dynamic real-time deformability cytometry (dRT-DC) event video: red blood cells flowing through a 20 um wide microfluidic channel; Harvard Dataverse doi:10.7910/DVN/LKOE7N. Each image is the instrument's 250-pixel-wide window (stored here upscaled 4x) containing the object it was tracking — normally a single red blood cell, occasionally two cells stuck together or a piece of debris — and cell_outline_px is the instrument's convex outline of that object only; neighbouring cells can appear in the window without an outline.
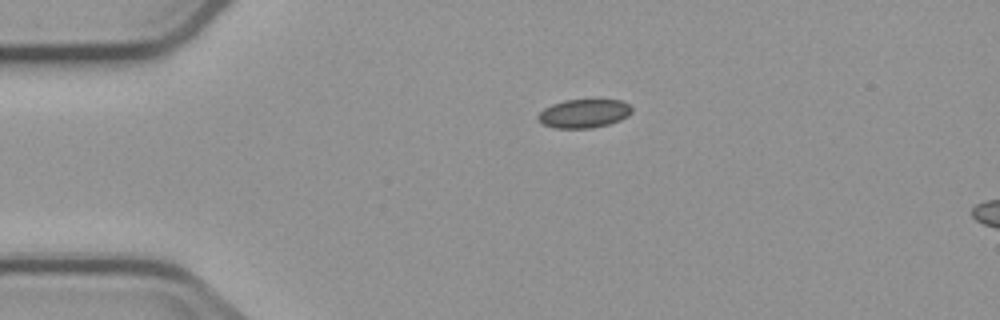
{"species": "common noctule bat (a hibernating species)", "species_latin": "Nyctalus noctula", "temperature_condition": "cold", "stored_images_in_passage": 4, "camera_frame_rate_fps": 3000, "um_per_image_px": 0.085, "animal": {"sex": "male", "body_mass_g": 23.1, "forearm_length_mm": 52.7}, "frame": {"image": 1, "passage_image": 1, "time_ms": 0.0, "image_size_px": [1000, 320], "cell_outline_px": [[632, 112], [628, 116], [620, 120], [608, 124], [592, 128], [556, 128], [544, 124], [536, 120], [536, 116], [544, 108], [552, 104], [564, 100], [620, 100], [628, 104], [632, 108]], "centroid_in_image_um": [49.61, 9.65], "position_along_channel_um": 35.4, "area_um2": 15.66}}
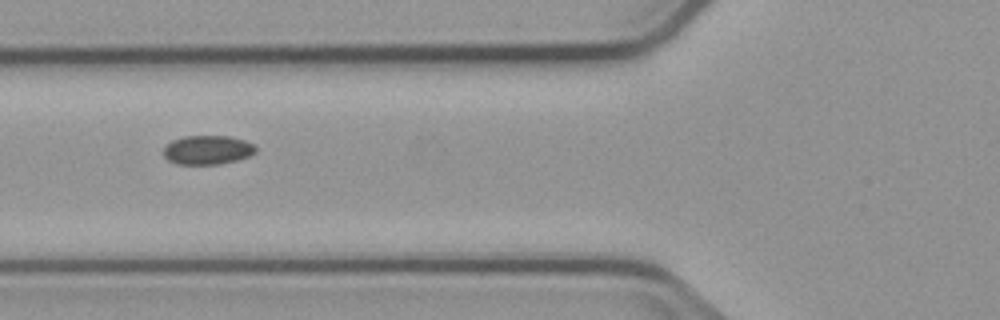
{"frame": {"image": 2, "passage_image": 3, "time_ms": 3.0, "image_size_px": [1000, 320], "cell_outline_px": [[256, 152], [248, 156], [236, 160], [220, 164], [176, 164], [168, 160], [164, 156], [164, 148], [172, 140], [184, 136], [228, 136], [244, 140], [252, 144], [256, 148]], "centroid_in_image_um": [17.62, 12.74], "position_along_channel_um": 108.2, "area_um2": 15.49}}
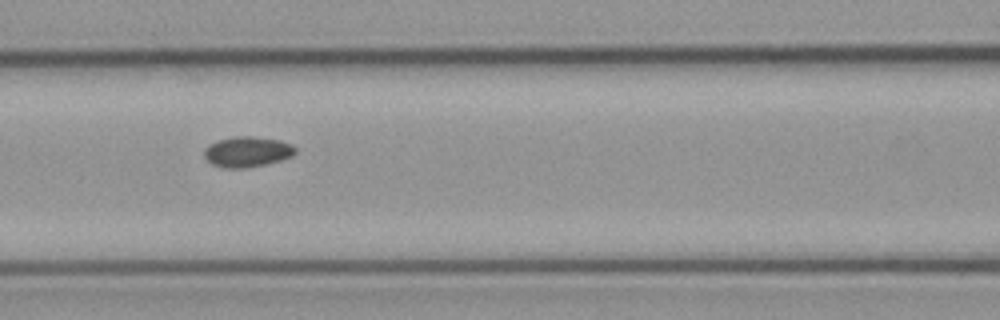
{"frame": {"image": 3, "passage_image": 4, "time_ms": 4.0, "image_size_px": [1000, 320], "cell_outline_px": [[296, 152], [292, 156], [280, 160], [264, 164], [244, 168], [224, 168], [212, 164], [204, 156], [204, 148], [208, 144], [216, 140], [232, 136], [252, 136], [280, 140], [292, 144], [296, 148]], "centroid_in_image_um": [20.99, 12.88], "position_along_channel_um": 145.6, "area_um2": 16.3}}